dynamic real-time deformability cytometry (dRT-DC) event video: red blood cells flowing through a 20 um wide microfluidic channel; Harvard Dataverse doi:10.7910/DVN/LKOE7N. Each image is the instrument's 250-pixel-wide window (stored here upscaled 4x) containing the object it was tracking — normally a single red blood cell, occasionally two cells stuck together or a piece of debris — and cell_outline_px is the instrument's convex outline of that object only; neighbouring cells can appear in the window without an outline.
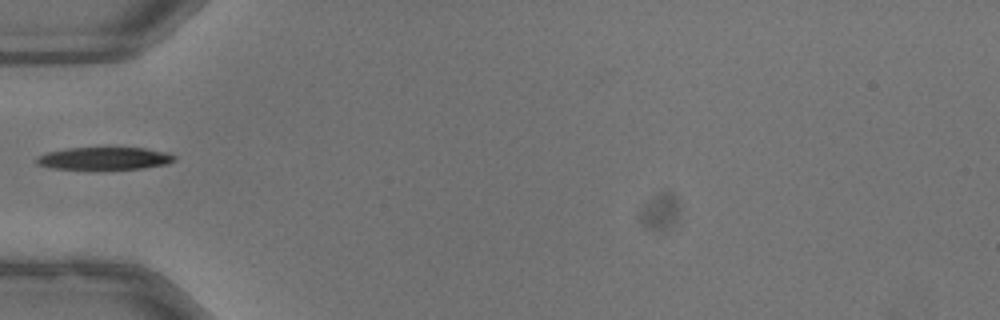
{"species": "common noctule bat (a hibernating species)", "species_latin": "Nyctalus noctula", "temperature_condition": "warm", "stored_images_in_passage": 35, "camera_frame_rate_fps": 3000, "um_per_image_px": 0.085, "animal": {"sex": "male", "body_mass_g": 13.3}, "frame": {"image": 1, "passage_image": 1, "time_ms": 0.0, "image_size_px": [1000, 320], "cell_outline_px": [[176, 160], [168, 164], [144, 168], [52, 168], [36, 164], [36, 156], [44, 152], [68, 148], [144, 148], [168, 152], [176, 156]], "centroid_in_image_um": [8.88, 13.45], "position_along_channel_um": 76.1, "area_um2": 17.92}}
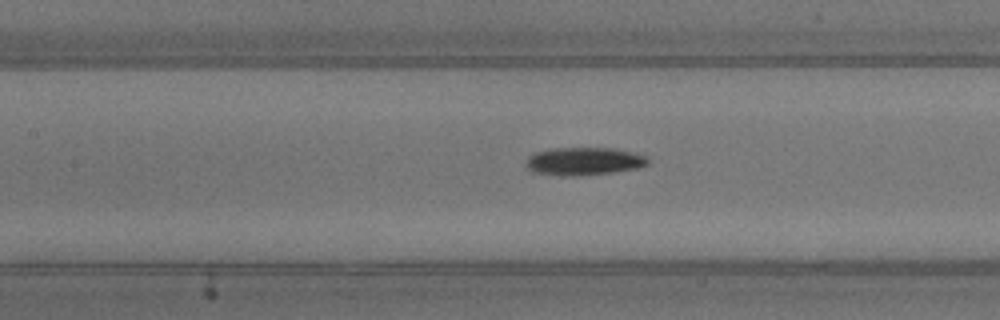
{"frame": {"image": 2, "passage_image": 7, "time_ms": 2.0, "image_size_px": [1000, 320], "cell_outline_px": [[648, 164], [636, 168], [612, 172], [572, 176], [560, 176], [532, 172], [524, 164], [528, 156], [536, 152], [548, 148], [612, 148], [632, 152], [648, 156]], "centroid_in_image_um": [49.58, 13.7], "position_along_channel_um": 157.8, "area_um2": 19.88}}
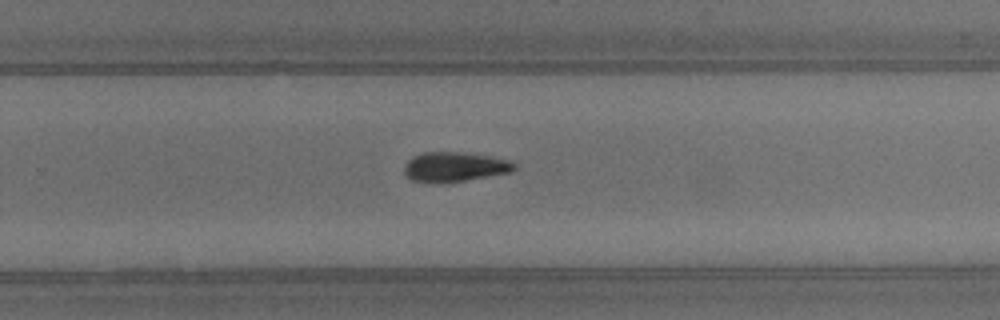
{"frame": {"image": 3, "passage_image": 17, "time_ms": 5.333, "image_size_px": [1000, 320], "cell_outline_px": [[516, 168], [512, 172], [464, 180], [412, 180], [404, 172], [404, 164], [412, 156], [424, 152], [464, 152], [492, 156], [508, 160], [516, 164]], "centroid_in_image_um": [38.69, 14.13], "position_along_channel_um": 291.1, "area_um2": 18.44}}